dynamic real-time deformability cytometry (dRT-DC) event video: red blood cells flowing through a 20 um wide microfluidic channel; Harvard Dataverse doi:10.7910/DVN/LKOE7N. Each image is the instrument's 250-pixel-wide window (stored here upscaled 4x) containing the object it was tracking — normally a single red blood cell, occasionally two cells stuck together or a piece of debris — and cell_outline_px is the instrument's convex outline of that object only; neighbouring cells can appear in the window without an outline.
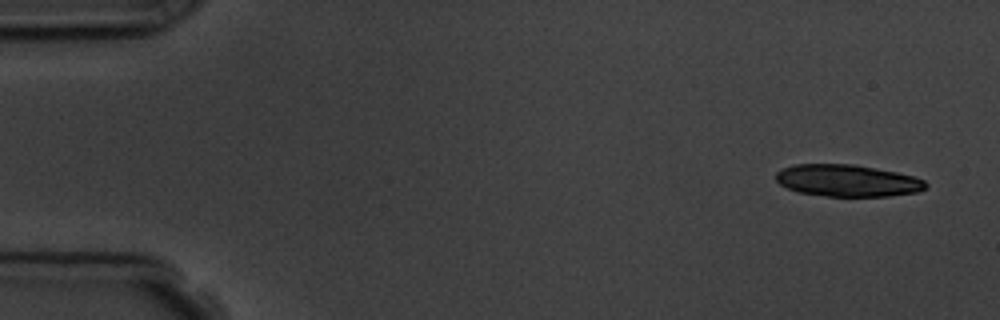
{"species": "common noctule bat (a hibernating species)", "species_latin": "Nyctalus noctula", "temperature_condition": "room temperature", "stored_images_in_passage": 4, "camera_frame_rate_fps": 3000, "um_per_image_px": 0.085, "animal": {"sex": "male", "body_mass_g": 19.5, "forearm_length_mm": 54.6}, "frame": {"image": 1, "passage_image": 1, "time_ms": 0.0, "image_size_px": [1000, 320], "cell_outline_px": [[928, 184], [920, 192], [888, 196], [828, 196], [800, 192], [788, 188], [780, 184], [776, 180], [776, 172], [784, 168], [796, 164], [852, 164], [896, 172], [912, 176], [924, 180]], "centroid_in_image_um": [72.04, 15.35], "position_along_channel_um": 13.0, "area_um2": 27.63}}